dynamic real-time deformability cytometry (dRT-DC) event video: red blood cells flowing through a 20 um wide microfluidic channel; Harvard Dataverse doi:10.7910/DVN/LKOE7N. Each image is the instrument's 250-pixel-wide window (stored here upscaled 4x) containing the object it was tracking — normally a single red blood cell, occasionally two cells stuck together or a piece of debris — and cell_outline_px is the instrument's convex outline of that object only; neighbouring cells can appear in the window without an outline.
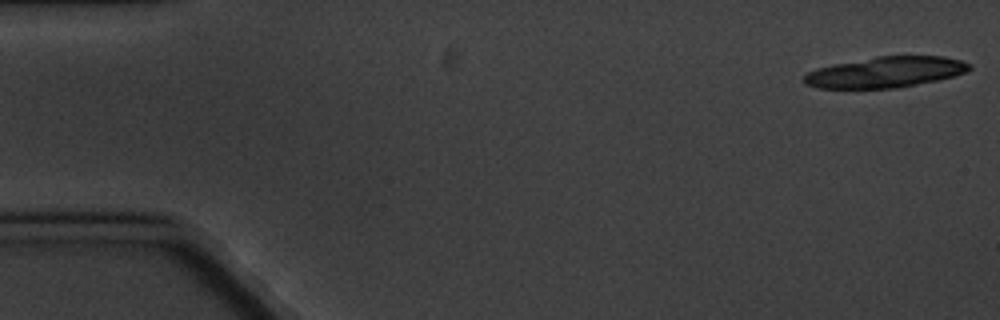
{"species": "common noctule bat (a hibernating species)", "species_latin": "Nyctalus noctula", "temperature_condition": "cold", "stored_images_in_passage": 8, "camera_frame_rate_fps": 3000, "um_per_image_px": 0.085, "animal": {"sex": "male", "body_mass_g": 20.1, "forearm_length_mm": 53.5}, "frame": {"image": 1, "passage_image": 1, "time_ms": 0.0, "image_size_px": [1000, 320], "cell_outline_px": [[972, 68], [968, 72], [936, 80], [896, 88], [816, 88], [804, 84], [804, 76], [808, 72], [816, 68], [876, 56], [944, 56], [960, 60], [972, 64]], "centroid_in_image_um": [75.28, 6.13], "position_along_channel_um": 9.7, "area_um2": 29.54}}